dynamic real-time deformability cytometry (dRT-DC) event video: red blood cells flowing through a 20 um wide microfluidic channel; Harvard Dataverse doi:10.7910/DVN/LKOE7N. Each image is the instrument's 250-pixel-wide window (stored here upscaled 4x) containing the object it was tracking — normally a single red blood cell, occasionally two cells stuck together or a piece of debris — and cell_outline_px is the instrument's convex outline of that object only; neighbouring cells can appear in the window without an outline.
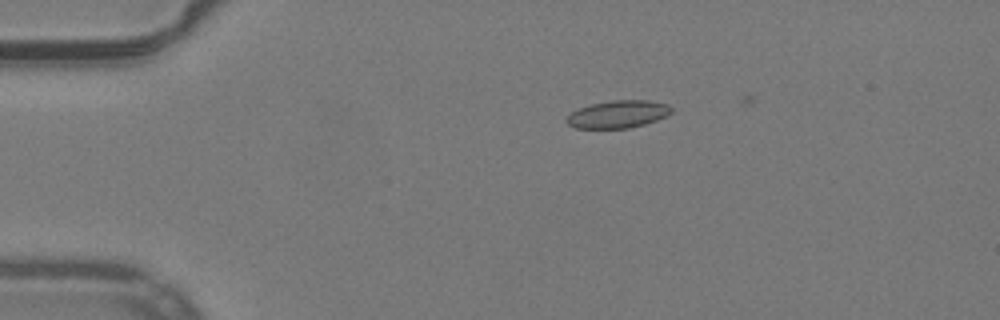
{"species": "common noctule bat (a hibernating species)", "species_latin": "Nyctalus noctula", "temperature_condition": "warm", "stored_images_in_passage": 45, "camera_frame_rate_fps": 3000, "um_per_image_px": 0.085, "animal": {"sex": "male", "body_mass_g": 19.2, "forearm_length_mm": 51.8}, "frame": {"image": 1, "passage_image": 3, "time_ms": 0.667, "image_size_px": [1000, 320], "cell_outline_px": [[672, 112], [668, 116], [644, 124], [628, 128], [576, 128], [568, 124], [564, 120], [572, 112], [580, 108], [592, 104], [612, 100], [648, 100], [668, 104], [672, 108]], "centroid_in_image_um": [52.56, 9.7], "position_along_channel_um": 32.4, "area_um2": 16.76}}
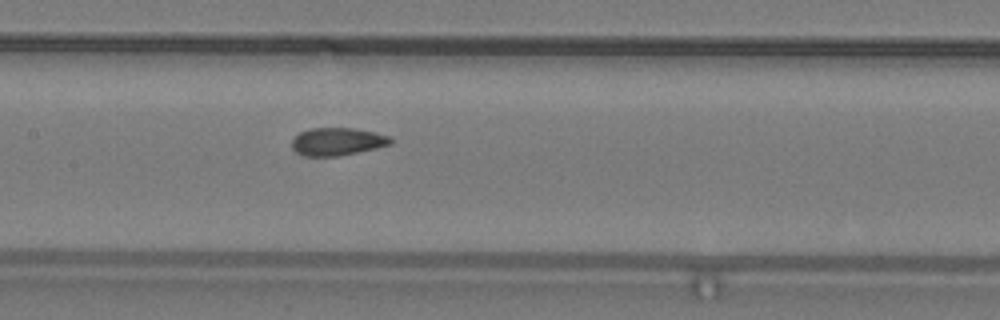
{"frame": {"image": 2, "passage_image": 18, "time_ms": 5.667, "image_size_px": [1000, 320], "cell_outline_px": [[392, 144], [376, 148], [340, 156], [304, 156], [296, 152], [292, 148], [292, 140], [300, 132], [312, 128], [352, 128], [372, 132], [388, 136], [392, 140]], "centroid_in_image_um": [28.65, 12.04], "position_along_channel_um": 178.7, "area_um2": 15.84}}
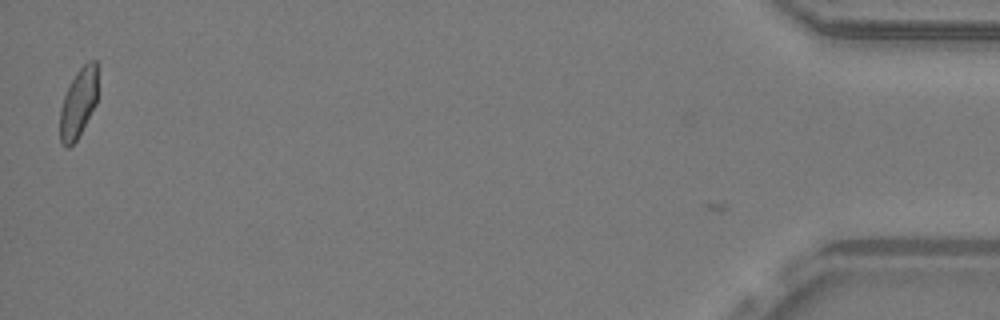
{"frame": {"image": 3, "passage_image": 44, "time_ms": 14.333, "image_size_px": [1000, 320], "cell_outline_px": [[96, 104], [76, 140], [68, 148], [64, 148], [60, 144], [60, 108], [64, 96], [76, 72], [88, 60], [96, 60]], "centroid_in_image_um": [6.63, 8.8], "position_along_channel_um": 428.6, "area_um2": 15.03}, "authors_computed_cell_mechanics": {"area_um2": 16.1262, "velocity_mm_per_s": 3.9622, "shape_relaxation_time_tau1_ms": 5.8555, "shape_relaxation_time_tau2_ms": 1.0787, "deformation_change_tau1": 0.1269, "deformation_change_tau2": 0.0591}}